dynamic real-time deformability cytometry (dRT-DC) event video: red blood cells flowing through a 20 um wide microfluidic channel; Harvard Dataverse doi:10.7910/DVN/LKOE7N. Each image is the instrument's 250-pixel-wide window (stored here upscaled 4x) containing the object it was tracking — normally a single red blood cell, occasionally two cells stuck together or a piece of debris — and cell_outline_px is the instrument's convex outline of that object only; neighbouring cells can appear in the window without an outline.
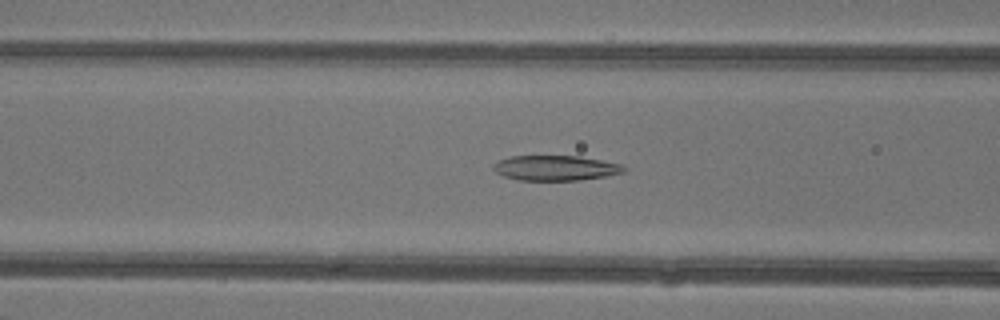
{"species": "common noctule bat (a hibernating species)", "species_latin": "Nyctalus noctula", "temperature_condition": "warm", "stored_images_in_passage": 48, "camera_frame_rate_fps": 3000, "um_per_image_px": 0.085, "animal": {"sex": "female"}, "frame": {"image": 1, "passage_image": 20, "time_ms": 6.333, "image_size_px": [1000, 320], "cell_outline_px": [[624, 172], [604, 176], [580, 180], [516, 180], [504, 176], [496, 172], [492, 168], [492, 164], [508, 156], [580, 156], [624, 164]], "centroid_in_image_um": [47.2, 14.27], "position_along_channel_um": 119.4, "area_um2": 19.13}}
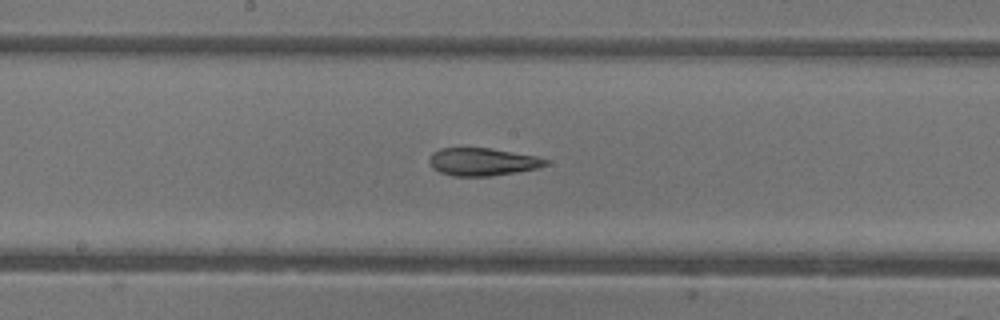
{"frame": {"image": 2, "passage_image": 26, "time_ms": 8.333, "image_size_px": [1000, 320], "cell_outline_px": [[548, 164], [536, 168], [516, 172], [488, 176], [452, 176], [440, 172], [432, 168], [428, 160], [432, 152], [440, 148], [488, 148], [536, 156], [548, 160]], "centroid_in_image_um": [40.96, 13.75], "position_along_channel_um": 207.2, "area_um2": 18.67}}
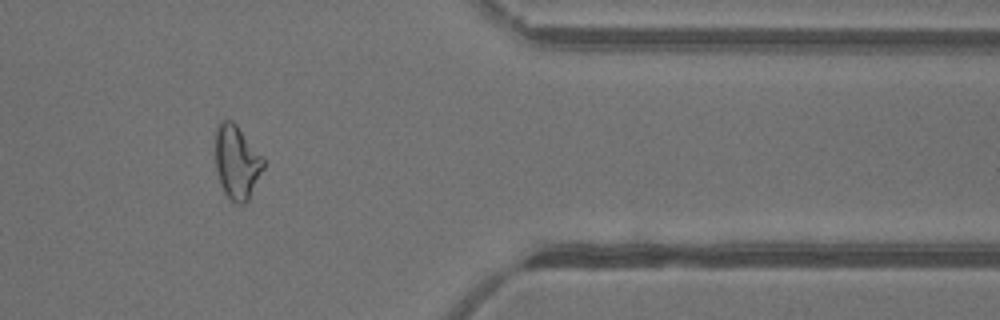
{"frame": {"image": 3, "passage_image": 40, "time_ms": 13.0, "image_size_px": [1000, 320], "cell_outline_px": [[264, 168], [248, 200], [244, 204], [240, 204], [232, 200], [224, 192], [216, 172], [216, 128], [220, 120], [232, 120], [236, 124], [264, 156]], "centroid_in_image_um": [20.14, 13.75], "position_along_channel_um": 391.3, "area_um2": 20.69}, "authors_computed_cell_mechanics": {"area_um2": 21.7328, "velocity_mm_per_s": 4.3831, "shape_relaxation_time_tau1_ms": null, "shape_relaxation_time_tau2_ms": 3.9669, "deformation_change_tau1": null, "deformation_change_tau2": 0.1382}}